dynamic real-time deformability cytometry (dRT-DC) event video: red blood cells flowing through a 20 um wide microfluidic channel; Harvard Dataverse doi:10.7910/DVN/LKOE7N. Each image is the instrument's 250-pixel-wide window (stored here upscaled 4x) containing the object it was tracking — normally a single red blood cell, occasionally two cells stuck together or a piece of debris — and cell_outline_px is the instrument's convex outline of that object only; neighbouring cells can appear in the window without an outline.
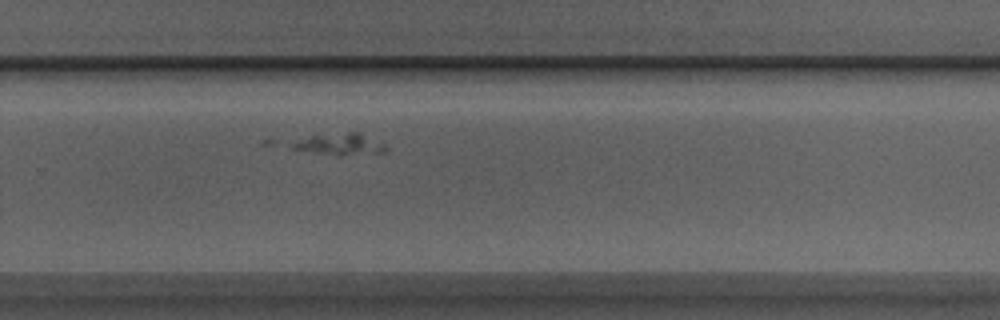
{"species": "Egyptian fruit bat (a non-hibernating species)", "species_latin": "Rousettus aegyptiacus", "temperature_condition": "room temperature", "stored_images_in_passage": 43, "camera_frame_rate_fps": 3000, "um_per_image_px": 0.085, "animal": {"sex": "male"}, "frame": {"image": 1, "passage_image": 25, "time_ms": 8.0, "image_size_px": [1000, 320], "cell_outline_px": [[388, 148], [384, 152], [340, 156], [336, 156], [292, 148], [292, 144], [312, 136], [348, 132], [360, 132], [384, 144]], "centroid_in_image_um": [29.0, 12.27], "position_along_channel_um": 300.8, "area_um2": 11.44}}
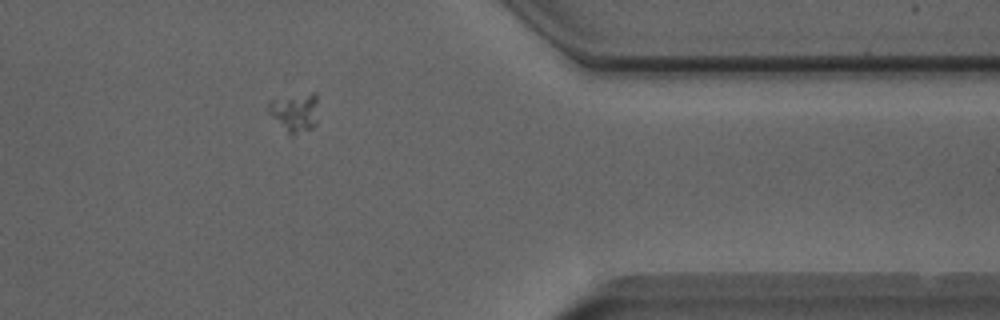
{"frame": {"image": 2, "passage_image": 33, "time_ms": 10.667, "image_size_px": [1000, 320], "cell_outline_px": [[316, 124], [312, 128], [292, 136], [268, 112], [268, 104], [272, 100], [312, 92], [316, 92]], "centroid_in_image_um": [25.08, 9.55], "position_along_channel_um": 386.3, "area_um2": 10.87}}
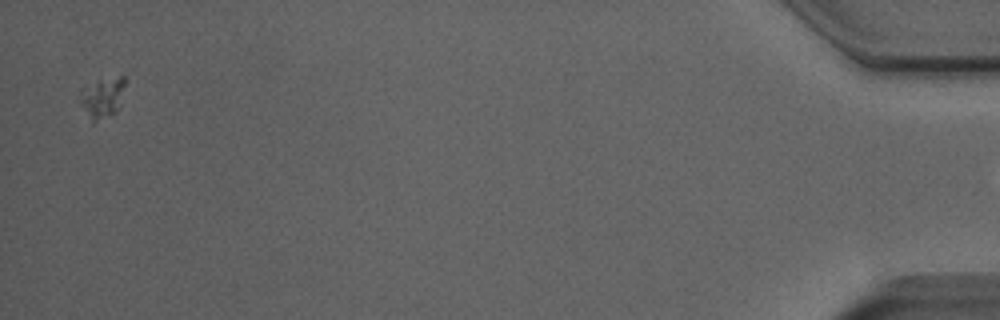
{"frame": {"image": 3, "passage_image": 42, "time_ms": 13.667, "image_size_px": [1000, 320], "cell_outline_px": [[128, 80], [116, 112], [92, 124], [80, 104], [80, 92], [100, 80], [120, 76], [124, 76]], "centroid_in_image_um": [8.74, 8.32], "position_along_channel_um": 426.5, "area_um2": 10.52}}